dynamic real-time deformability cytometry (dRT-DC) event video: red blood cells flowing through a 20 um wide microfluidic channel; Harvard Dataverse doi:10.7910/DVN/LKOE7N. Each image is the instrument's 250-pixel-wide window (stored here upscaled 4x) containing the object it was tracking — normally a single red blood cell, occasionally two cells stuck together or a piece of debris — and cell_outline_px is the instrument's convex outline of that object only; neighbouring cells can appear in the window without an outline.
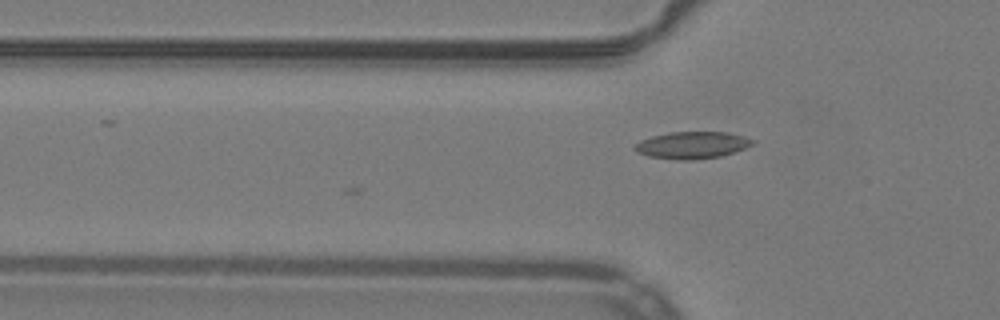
{"species": "common noctule bat (a hibernating species)", "species_latin": "Nyctalus noctula", "temperature_condition": "warm", "stored_images_in_passage": 2, "camera_frame_rate_fps": 3000, "um_per_image_px": 0.085, "animal": {"sex": "male", "body_mass_g": 19.2, "forearm_length_mm": 51.8}, "frame": {"image": 1, "passage_image": 2, "time_ms": 0.333, "image_size_px": [1000, 320], "cell_outline_px": [[756, 140], [752, 144], [744, 148], [720, 156], [692, 160], [680, 160], [648, 156], [636, 152], [632, 148], [640, 140], [652, 136], [668, 132], [728, 132], [744, 136]], "centroid_in_image_um": [58.8, 12.33], "position_along_channel_um": 67.0, "area_um2": 18.5}}